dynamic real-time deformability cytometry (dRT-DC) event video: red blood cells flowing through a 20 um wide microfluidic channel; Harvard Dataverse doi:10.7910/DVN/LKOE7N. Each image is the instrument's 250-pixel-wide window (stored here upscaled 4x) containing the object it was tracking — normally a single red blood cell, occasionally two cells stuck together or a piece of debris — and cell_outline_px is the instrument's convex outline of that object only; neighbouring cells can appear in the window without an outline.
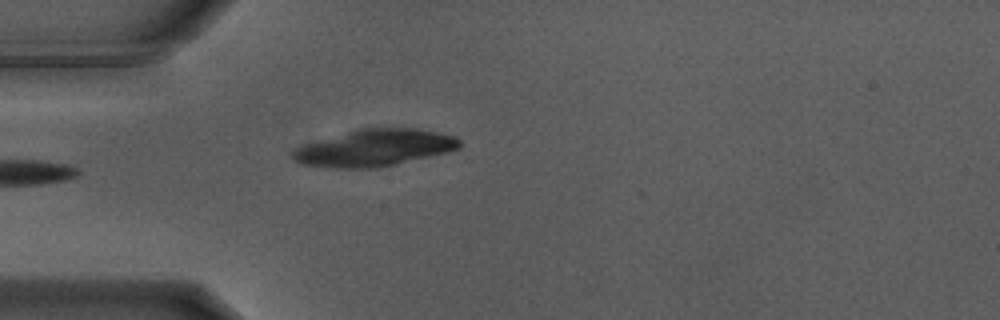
{"species": "Egyptian fruit bat (a non-hibernating species)", "species_latin": "Rousettus aegyptiacus", "temperature_condition": "warm", "stored_images_in_passage": 19, "camera_frame_rate_fps": 3000, "um_per_image_px": 0.085, "animal": {"sex": "male"}, "frame": {"image": 1, "passage_image": 1, "time_ms": 0.0, "image_size_px": [1000, 320], "cell_outline_px": [[460, 148], [448, 152], [396, 164], [376, 168], [332, 168], [300, 164], [292, 156], [292, 152], [308, 144], [356, 128], [416, 128], [456, 136], [460, 140]], "centroid_in_image_um": [31.89, 12.57], "position_along_channel_um": 53.1, "area_um2": 35.49}}